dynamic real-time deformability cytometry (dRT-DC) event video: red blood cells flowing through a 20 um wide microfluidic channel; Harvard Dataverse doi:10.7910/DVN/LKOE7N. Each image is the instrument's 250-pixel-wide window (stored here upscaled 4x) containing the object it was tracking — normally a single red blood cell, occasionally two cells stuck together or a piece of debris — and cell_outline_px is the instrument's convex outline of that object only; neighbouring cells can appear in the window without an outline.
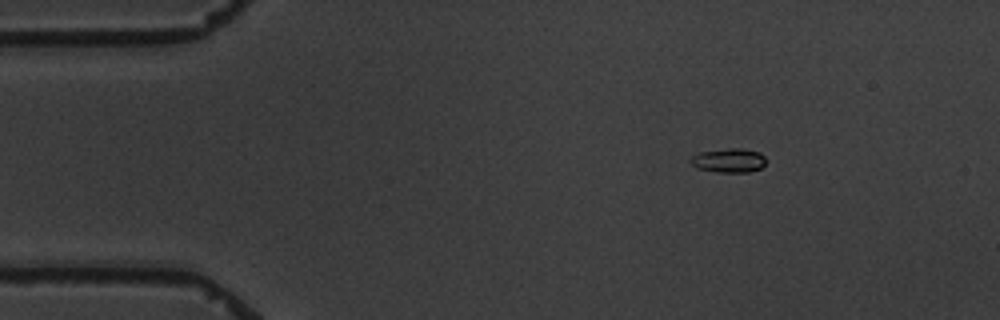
{"species": "common noctule bat (a hibernating species)", "species_latin": "Nyctalus noctula", "temperature_condition": "warm", "stored_images_in_passage": 6, "camera_frame_rate_fps": 3000, "um_per_image_px": 0.085, "animal": {"sex": "male", "body_mass_g": 19.5, "forearm_length_mm": 54.6}, "frame": {"image": 1, "passage_image": 3, "time_ms": 2.333, "image_size_px": [1000, 320], "cell_outline_px": [[764, 164], [760, 168], [748, 172], [716, 172], [696, 168], [688, 160], [692, 156], [700, 152], [732, 148], [740, 148], [760, 152], [764, 156]], "centroid_in_image_um": [61.91, 13.64], "position_along_channel_um": 23.1, "area_um2": 10.52}}